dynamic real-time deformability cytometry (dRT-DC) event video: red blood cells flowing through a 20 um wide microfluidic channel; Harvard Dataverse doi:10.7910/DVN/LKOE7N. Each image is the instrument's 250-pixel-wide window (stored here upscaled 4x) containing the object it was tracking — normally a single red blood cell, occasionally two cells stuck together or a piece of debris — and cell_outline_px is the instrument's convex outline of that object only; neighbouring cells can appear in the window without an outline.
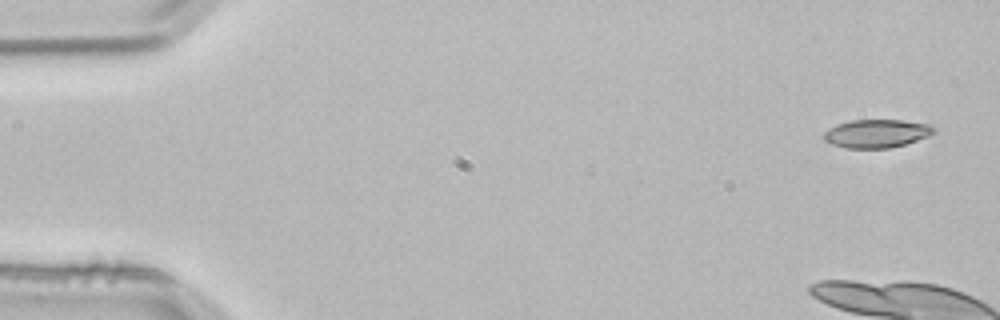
{"species": "common noctule bat (a hibernating species)", "species_latin": "Nyctalus noctula", "temperature_condition": "room temperature", "stored_images_in_passage": 5, "camera_frame_rate_fps": 3000, "um_per_image_px": 0.085, "animal": {"sex": "male", "body_mass_g": 21.5, "forearm_length_mm": 52.0}, "frame": {"image": 1, "passage_image": 1, "time_ms": 0.0, "image_size_px": [1000, 320], "cell_outline_px": [[936, 132], [928, 136], [904, 144], [888, 148], [844, 148], [832, 144], [824, 140], [824, 132], [828, 128], [836, 124], [852, 120], [900, 120], [932, 124], [936, 128]], "centroid_in_image_um": [74.52, 11.34], "position_along_channel_um": 10.5, "area_um2": 18.21}}